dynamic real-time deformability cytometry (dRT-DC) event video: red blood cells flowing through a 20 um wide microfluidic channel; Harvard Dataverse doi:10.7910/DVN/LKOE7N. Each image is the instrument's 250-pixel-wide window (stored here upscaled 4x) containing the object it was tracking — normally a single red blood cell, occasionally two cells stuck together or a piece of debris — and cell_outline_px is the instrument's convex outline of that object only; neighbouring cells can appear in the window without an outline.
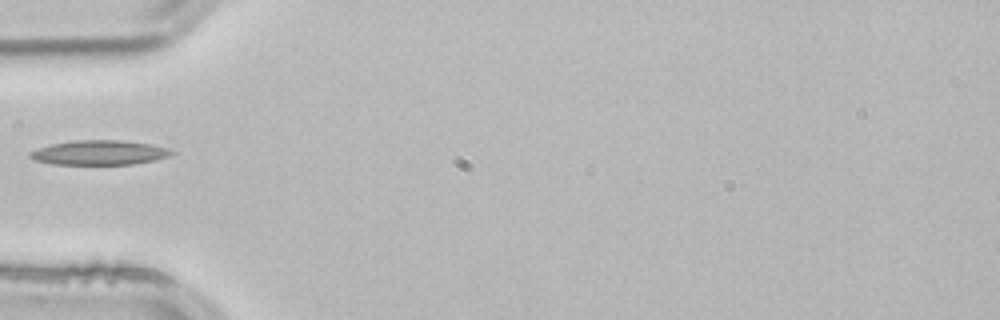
{"species": "common noctule bat (a hibernating species)", "species_latin": "Nyctalus noctula", "temperature_condition": "room temperature", "stored_images_in_passage": 3, "camera_frame_rate_fps": 3000, "um_per_image_px": 0.085, "animal": {"sex": "male", "body_mass_g": 21.5, "forearm_length_mm": 52.0}, "frame": {"image": 1, "passage_image": 1, "time_ms": 0.0, "image_size_px": [1000, 320], "cell_outline_px": [[176, 152], [172, 156], [156, 160], [132, 164], [52, 164], [36, 160], [28, 156], [28, 152], [52, 144], [76, 140], [120, 140], [148, 144], [168, 148]], "centroid_in_image_um": [8.49, 12.97], "position_along_channel_um": 76.5, "area_um2": 20.17}}